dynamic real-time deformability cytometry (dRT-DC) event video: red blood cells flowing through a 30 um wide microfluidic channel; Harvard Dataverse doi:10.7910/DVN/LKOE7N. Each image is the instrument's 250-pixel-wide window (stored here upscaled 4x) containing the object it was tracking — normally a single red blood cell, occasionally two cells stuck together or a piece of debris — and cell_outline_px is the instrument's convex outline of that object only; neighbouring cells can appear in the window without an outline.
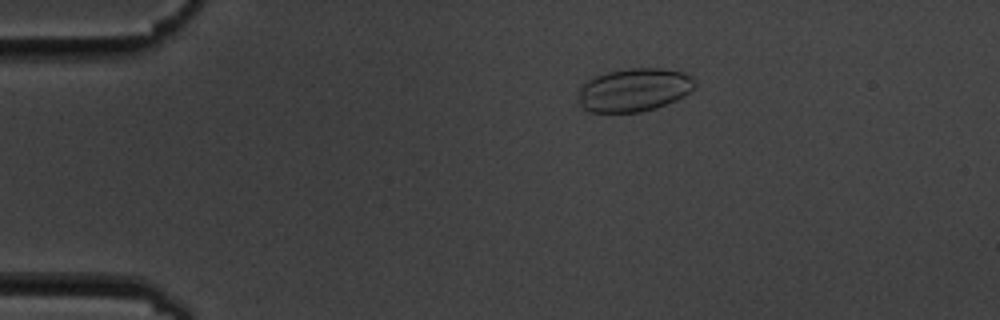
{"species": "common noctule bat (a hibernating species)", "species_latin": "Nyctalus noctula", "temperature_condition": "cold", "stored_images_in_passage": 5, "camera_frame_rate_fps": 3000, "um_per_image_px": 0.085, "animal": {"sex": "male", "body_mass_g": 19.5, "forearm_length_mm": 54.6}, "frame": {"image": 1, "passage_image": 3, "time_ms": 2.333, "image_size_px": [1000, 320], "cell_outline_px": [[696, 84], [684, 96], [676, 100], [656, 108], [640, 112], [588, 112], [580, 108], [576, 100], [580, 84], [596, 76], [608, 72], [628, 68], [660, 68], [684, 72], [692, 76], [696, 80]], "centroid_in_image_um": [53.84, 7.65], "position_along_channel_um": 31.2, "area_um2": 29.82}}